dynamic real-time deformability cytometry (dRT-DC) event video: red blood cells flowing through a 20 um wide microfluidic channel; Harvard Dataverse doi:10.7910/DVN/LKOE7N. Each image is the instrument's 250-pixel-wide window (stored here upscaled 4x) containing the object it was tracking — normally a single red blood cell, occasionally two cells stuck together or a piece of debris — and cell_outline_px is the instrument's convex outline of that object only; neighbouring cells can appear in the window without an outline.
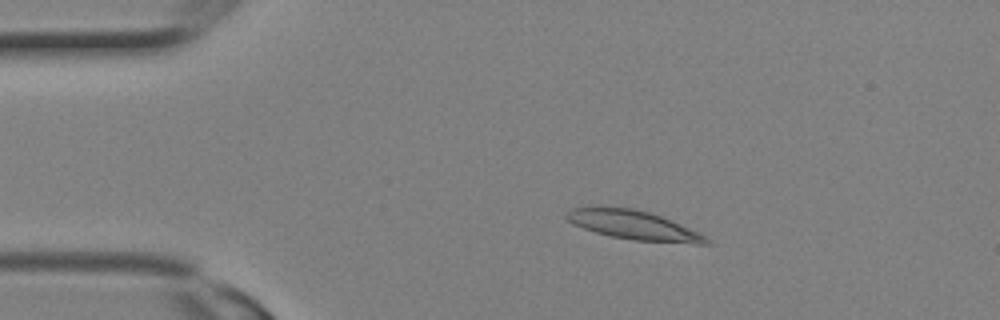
{"species": "Egyptian fruit bat (a non-hibernating species)", "species_latin": "Rousettus aegyptiacus", "temperature_condition": "room temperature", "stored_images_in_passage": 1, "camera_frame_rate_fps": 3000, "um_per_image_px": 0.085, "animal": {"sex": "female"}, "frame": {"image": 1, "passage_image": 1, "time_ms": 0.0, "image_size_px": [1000, 320], "cell_outline_px": [[712, 244], [696, 244], [636, 240], [612, 236], [596, 232], [584, 228], [568, 220], [564, 216], [564, 212], [572, 208], [588, 204], [632, 208], [648, 212], [660, 216], [688, 228], [712, 240]], "centroid_in_image_um": [53.76, 19.1], "position_along_channel_um": 31.2, "area_um2": 23.81}}